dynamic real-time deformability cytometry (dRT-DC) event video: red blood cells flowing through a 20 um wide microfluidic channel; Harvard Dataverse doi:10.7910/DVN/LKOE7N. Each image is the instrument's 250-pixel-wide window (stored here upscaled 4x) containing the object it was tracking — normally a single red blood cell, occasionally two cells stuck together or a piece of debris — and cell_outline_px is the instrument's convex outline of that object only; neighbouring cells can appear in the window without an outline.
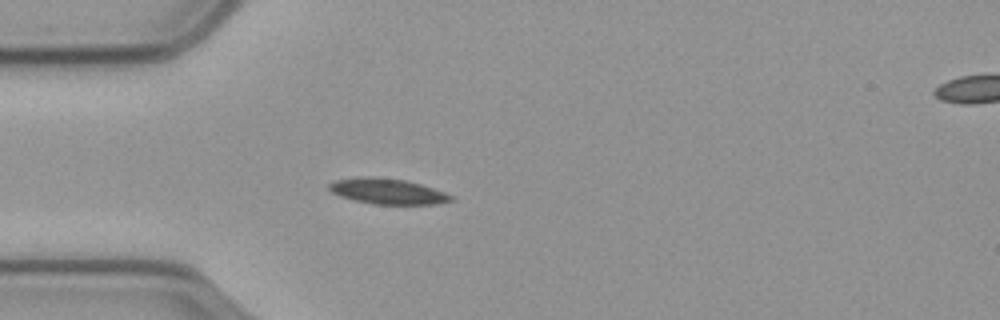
{"species": "common noctule bat (a hibernating species)", "species_latin": "Nyctalus noctula", "temperature_condition": "cold", "stored_images_in_passage": 34, "camera_frame_rate_fps": 3000, "um_per_image_px": 0.085, "animal": {"sex": "male", "body_mass_g": 23.1, "forearm_length_mm": 52.7}, "frame": {"image": 1, "passage_image": 8, "time_ms": 2.333, "image_size_px": [1000, 320], "cell_outline_px": [[456, 200], [436, 204], [372, 204], [352, 200], [340, 196], [332, 192], [328, 188], [328, 184], [332, 180], [368, 176], [404, 180], [420, 184], [444, 192], [452, 196]], "centroid_in_image_um": [32.91, 16.27], "position_along_channel_um": 52.1, "area_um2": 18.15}}
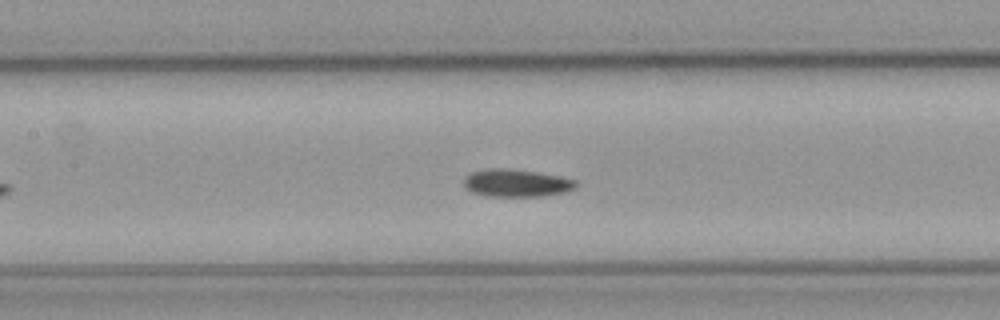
{"frame": {"image": 2, "passage_image": 18, "time_ms": 5.667, "image_size_px": [1000, 320], "cell_outline_px": [[576, 188], [564, 192], [544, 196], [488, 196], [472, 192], [464, 188], [464, 176], [472, 172], [488, 168], [504, 168], [536, 172], [576, 180]], "centroid_in_image_um": [43.85, 15.56], "position_along_channel_um": 163.6, "area_um2": 17.92}}
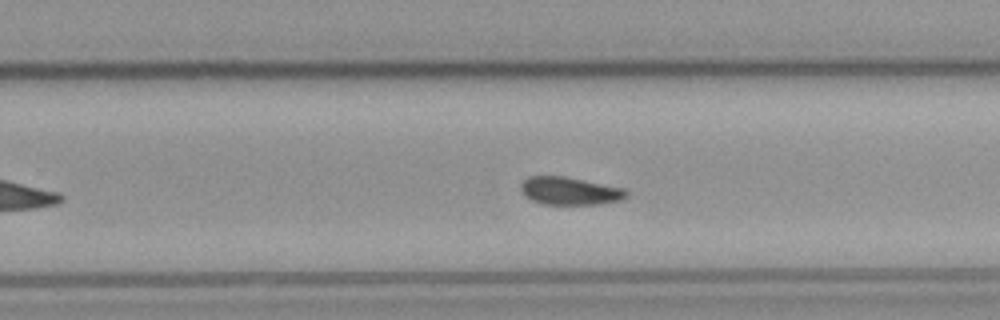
{"frame": {"image": 3, "passage_image": 28, "time_ms": 9.0, "image_size_px": [1000, 320], "cell_outline_px": [[628, 196], [620, 200], [600, 204], [544, 204], [532, 200], [524, 196], [520, 192], [520, 184], [528, 176], [564, 176], [624, 188], [628, 192]], "centroid_in_image_um": [48.4, 16.23], "position_along_channel_um": 281.4, "area_um2": 17.17}}